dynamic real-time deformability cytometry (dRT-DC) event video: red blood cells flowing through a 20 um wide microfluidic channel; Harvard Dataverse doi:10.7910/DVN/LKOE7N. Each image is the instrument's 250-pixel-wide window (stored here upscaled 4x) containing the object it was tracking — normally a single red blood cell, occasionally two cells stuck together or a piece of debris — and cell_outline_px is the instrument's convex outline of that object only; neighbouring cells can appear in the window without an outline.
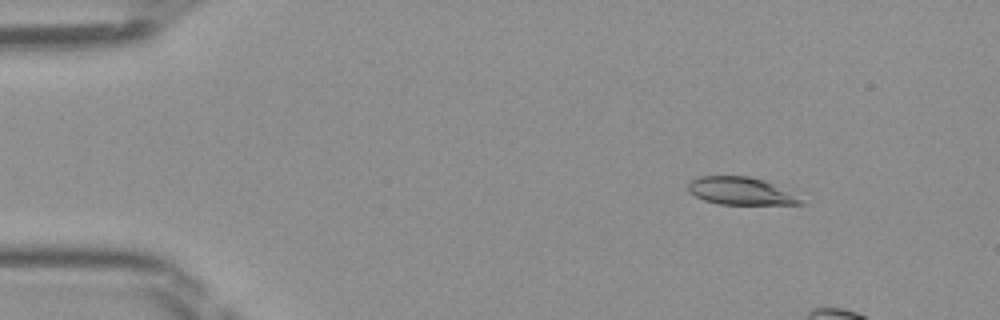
{"species": "Egyptian fruit bat (a non-hibernating species)", "species_latin": "Rousettus aegyptiacus", "temperature_condition": "room temperature", "stored_images_in_passage": 12, "camera_frame_rate_fps": 3000, "um_per_image_px": 0.085, "frame": {"image": 1, "passage_image": 6, "time_ms": 1.667, "image_size_px": [1000, 320], "cell_outline_px": [[808, 204], [720, 204], [704, 200], [688, 192], [688, 184], [696, 176], [748, 176], [764, 180], [772, 184]], "centroid_in_image_um": [62.86, 16.23], "position_along_channel_um": 22.1, "area_um2": 17.63}}